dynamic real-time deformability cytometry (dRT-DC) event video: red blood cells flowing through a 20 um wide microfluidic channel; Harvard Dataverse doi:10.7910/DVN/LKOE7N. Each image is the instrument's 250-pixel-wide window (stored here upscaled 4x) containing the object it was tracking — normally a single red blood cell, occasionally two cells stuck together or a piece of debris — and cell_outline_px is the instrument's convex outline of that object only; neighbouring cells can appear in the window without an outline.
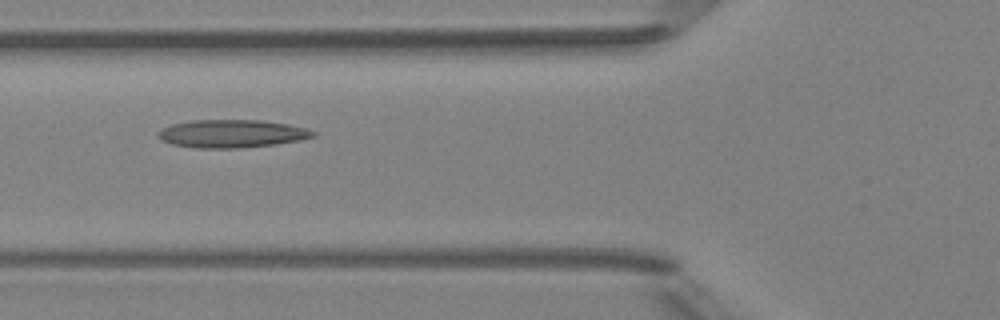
{"species": "Egyptian fruit bat (a non-hibernating species)", "species_latin": "Rousettus aegyptiacus", "temperature_condition": "room temperature", "stored_images_in_passage": 2, "camera_frame_rate_fps": 3000, "um_per_image_px": 0.085, "animal": {"sex": "female"}, "frame": {"image": 1, "passage_image": 2, "time_ms": 1.0, "image_size_px": [1000, 320], "cell_outline_px": [[316, 136], [300, 140], [276, 144], [236, 148], [196, 148], [172, 144], [160, 140], [156, 136], [156, 132], [172, 124], [192, 120], [260, 120], [288, 124], [304, 128], [316, 132]], "centroid_in_image_um": [19.67, 11.36], "position_along_channel_um": 106.1, "area_um2": 25.26}}